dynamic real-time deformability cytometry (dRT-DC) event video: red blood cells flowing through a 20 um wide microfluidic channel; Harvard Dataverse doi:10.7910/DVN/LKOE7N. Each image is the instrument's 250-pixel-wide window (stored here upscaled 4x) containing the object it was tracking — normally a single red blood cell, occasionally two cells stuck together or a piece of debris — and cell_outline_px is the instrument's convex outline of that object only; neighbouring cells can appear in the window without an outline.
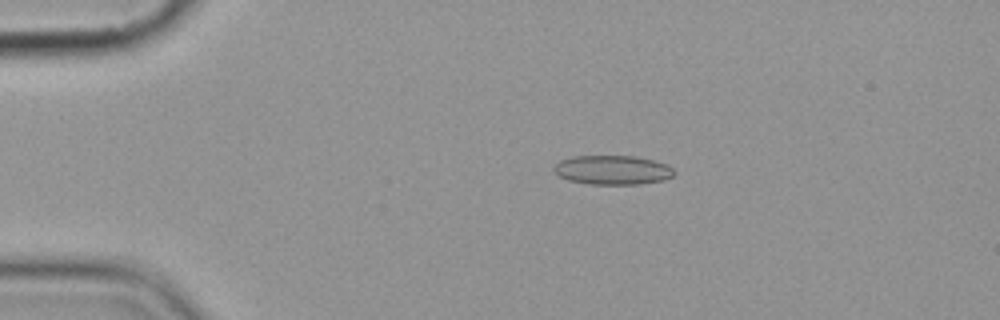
{"species": "common noctule bat (a hibernating species)", "species_latin": "Nyctalus noctula", "temperature_condition": "cold", "stored_images_in_passage": 4, "camera_frame_rate_fps": 3000, "um_per_image_px": 0.085, "animal": {"sex": "female", "body_mass_g": 19.9}, "frame": {"image": 1, "passage_image": 3, "time_ms": 2.333, "image_size_px": [1000, 320], "cell_outline_px": [[676, 172], [672, 176], [664, 180], [640, 184], [588, 184], [568, 180], [552, 172], [552, 168], [560, 160], [572, 156], [636, 156], [652, 160], [664, 164], [672, 168]], "centroid_in_image_um": [52.03, 14.45], "position_along_channel_um": 33.0, "area_um2": 20.52}}